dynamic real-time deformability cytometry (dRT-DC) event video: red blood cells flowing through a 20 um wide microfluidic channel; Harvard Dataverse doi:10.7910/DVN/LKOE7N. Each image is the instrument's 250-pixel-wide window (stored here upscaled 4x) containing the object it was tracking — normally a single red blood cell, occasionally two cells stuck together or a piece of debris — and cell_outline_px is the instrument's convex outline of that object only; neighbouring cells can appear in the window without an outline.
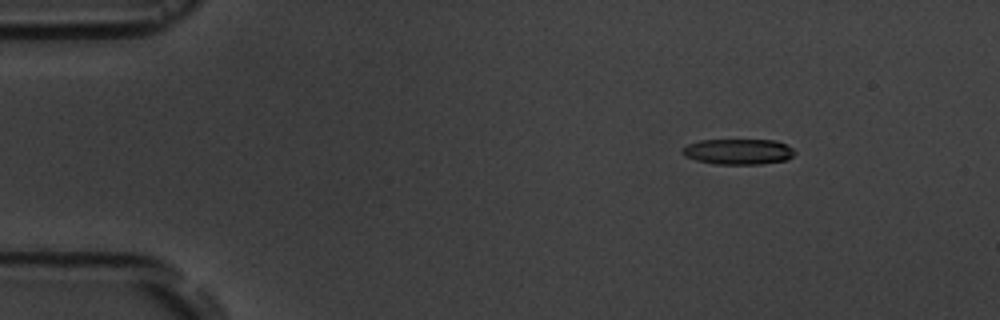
{"species": "common noctule bat (a hibernating species)", "species_latin": "Nyctalus noctula", "temperature_condition": "room temperature", "stored_images_in_passage": 14, "camera_frame_rate_fps": 3000, "um_per_image_px": 0.085, "animal": {"sex": "male", "body_mass_g": 19.5, "forearm_length_mm": 54.6}, "frame": {"image": 1, "passage_image": 1, "time_ms": 0.0, "image_size_px": [1000, 320], "cell_outline_px": [[796, 152], [788, 160], [760, 164], [716, 164], [696, 160], [684, 156], [680, 152], [680, 148], [688, 144], [700, 140], [776, 140], [792, 148]], "centroid_in_image_um": [62.72, 12.89], "position_along_channel_um": 22.3, "area_um2": 16.88}}
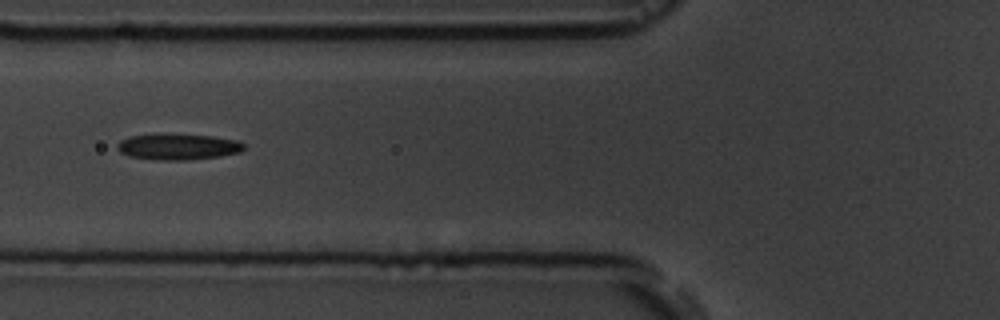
{"frame": {"image": 2, "passage_image": 5, "time_ms": 4.667, "image_size_px": [1000, 320], "cell_outline_px": [[244, 148], [240, 152], [220, 156], [184, 160], [160, 160], [128, 156], [120, 152], [116, 148], [116, 144], [120, 140], [128, 136], [160, 132], [212, 136], [236, 140], [244, 144]], "centroid_in_image_um": [15.06, 12.44], "position_along_channel_um": 110.7, "area_um2": 19.65}}
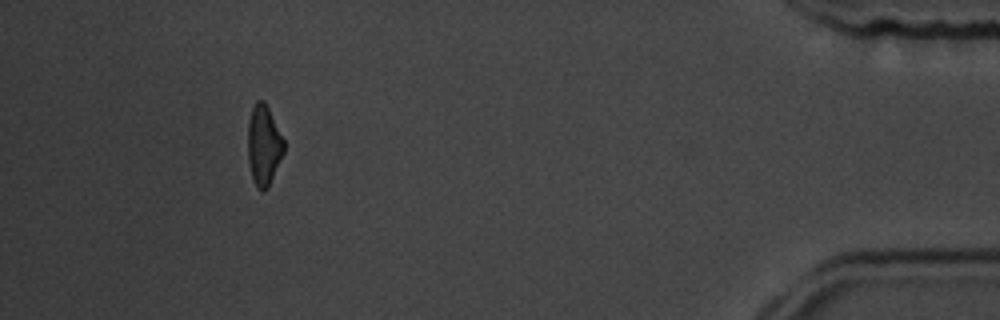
{"frame": {"image": 3, "passage_image": 13, "time_ms": 14.667, "image_size_px": [1000, 320], "cell_outline_px": [[284, 152], [268, 188], [264, 192], [260, 192], [256, 188], [252, 180], [248, 160], [248, 120], [252, 108], [256, 100], [264, 100], [284, 140]], "centroid_in_image_um": [22.4, 12.39], "position_along_channel_um": 412.8, "area_um2": 16.99}, "authors_computed_cell_mechanics": {"area_um2": 18.6694, "velocity_mm_per_s": 3.646, "shape_relaxation_time_tau1_ms": 6.9069, "shape_relaxation_time_tau2_ms": 2.0109, "deformation_change_tau1": 0.1396, "deformation_change_tau2": 0.0958}}